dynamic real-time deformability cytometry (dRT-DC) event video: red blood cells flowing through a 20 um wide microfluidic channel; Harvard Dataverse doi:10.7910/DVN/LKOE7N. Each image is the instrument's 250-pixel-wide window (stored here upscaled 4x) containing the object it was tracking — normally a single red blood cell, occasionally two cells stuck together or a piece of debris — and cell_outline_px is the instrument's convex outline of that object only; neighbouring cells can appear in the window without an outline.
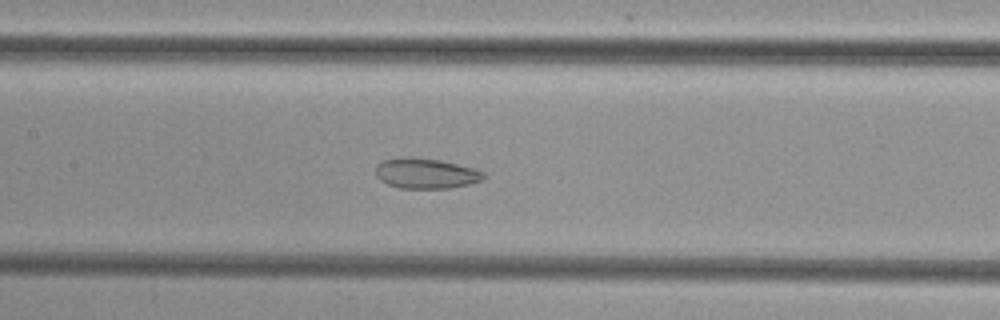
{"species": "common noctule bat (a hibernating species)", "species_latin": "Nyctalus noctula", "temperature_condition": "cold", "stored_images_in_passage": 51, "camera_frame_rate_fps": 3000, "um_per_image_px": 0.085, "animal": {"sex": "female", "body_mass_g": 29.2, "forearm_length_mm": 56.3}, "frame": {"image": 1, "passage_image": 24, "time_ms": 7.667, "image_size_px": [1000, 320], "cell_outline_px": [[484, 180], [468, 184], [448, 188], [400, 188], [388, 184], [380, 180], [376, 176], [376, 164], [384, 160], [400, 156], [412, 156], [440, 160], [472, 168], [484, 172]], "centroid_in_image_um": [36.16, 14.72], "position_along_channel_um": 171.2, "area_um2": 19.13}}
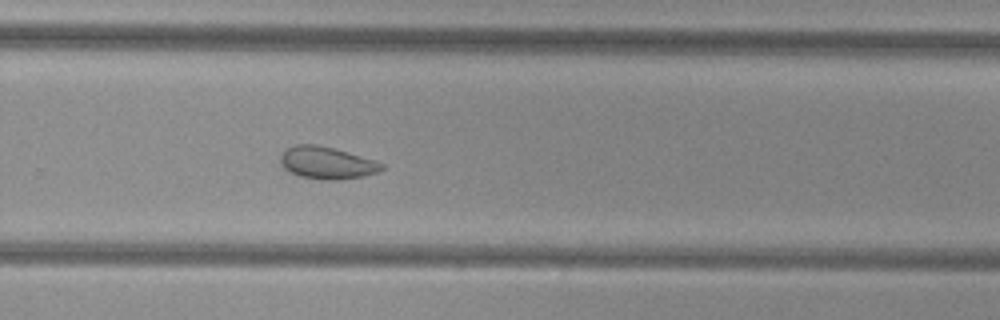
{"frame": {"image": 2, "passage_image": 34, "time_ms": 11.0, "image_size_px": [1000, 320], "cell_outline_px": [[384, 168], [376, 172], [364, 176], [340, 180], [324, 180], [300, 176], [288, 172], [280, 164], [280, 152], [284, 148], [296, 144], [316, 144], [348, 152], [376, 160], [384, 164]], "centroid_in_image_um": [27.74, 13.84], "position_along_channel_um": 302.1, "area_um2": 19.31}}
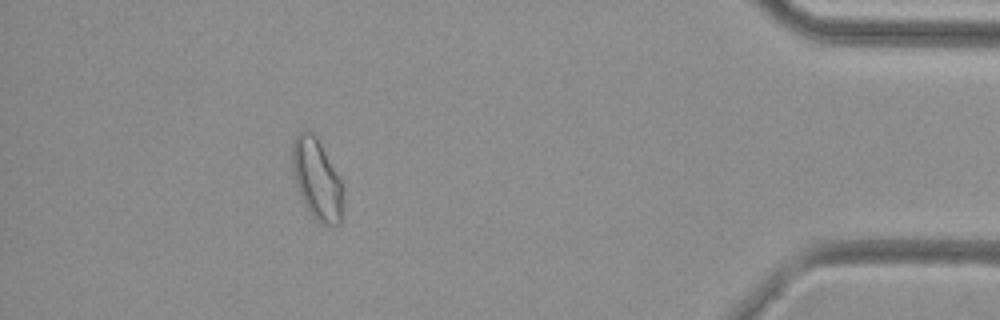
{"frame": {"image": 3, "passage_image": 46, "time_ms": 15.0, "image_size_px": [1000, 320], "cell_outline_px": [[344, 192], [340, 224], [320, 224], [312, 216], [300, 196], [296, 184], [292, 168], [292, 144], [296, 136], [304, 128], [308, 128], [316, 136], [340, 180]], "centroid_in_image_um": [26.92, 15.23], "position_along_channel_um": 408.3, "area_um2": 23.76}}